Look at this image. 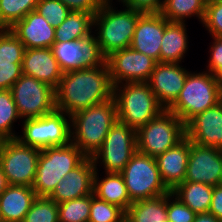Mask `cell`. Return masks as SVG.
Masks as SVG:
<instances>
[{"instance_id": "6da1fadb", "label": "cell", "mask_w": 222, "mask_h": 222, "mask_svg": "<svg viewBox=\"0 0 222 222\" xmlns=\"http://www.w3.org/2000/svg\"><path fill=\"white\" fill-rule=\"evenodd\" d=\"M114 85L106 61L64 72L55 89L56 109L69 116L113 98Z\"/></svg>"}, {"instance_id": "7a4b0ae2", "label": "cell", "mask_w": 222, "mask_h": 222, "mask_svg": "<svg viewBox=\"0 0 222 222\" xmlns=\"http://www.w3.org/2000/svg\"><path fill=\"white\" fill-rule=\"evenodd\" d=\"M112 1L106 0L93 16V28H97L95 32L99 30L93 34L95 50L98 58L103 60L112 52L130 47L136 23L143 14L127 6L116 11Z\"/></svg>"}, {"instance_id": "3957f363", "label": "cell", "mask_w": 222, "mask_h": 222, "mask_svg": "<svg viewBox=\"0 0 222 222\" xmlns=\"http://www.w3.org/2000/svg\"><path fill=\"white\" fill-rule=\"evenodd\" d=\"M117 120L114 98L80 110L71 115V142L87 157H92Z\"/></svg>"}, {"instance_id": "277c9868", "label": "cell", "mask_w": 222, "mask_h": 222, "mask_svg": "<svg viewBox=\"0 0 222 222\" xmlns=\"http://www.w3.org/2000/svg\"><path fill=\"white\" fill-rule=\"evenodd\" d=\"M222 101V88L209 71L188 72L176 101L168 108L186 125L197 114Z\"/></svg>"}, {"instance_id": "5b68a950", "label": "cell", "mask_w": 222, "mask_h": 222, "mask_svg": "<svg viewBox=\"0 0 222 222\" xmlns=\"http://www.w3.org/2000/svg\"><path fill=\"white\" fill-rule=\"evenodd\" d=\"M113 98L118 121L136 131L164 110L147 82L118 84L114 86Z\"/></svg>"}, {"instance_id": "8992f818", "label": "cell", "mask_w": 222, "mask_h": 222, "mask_svg": "<svg viewBox=\"0 0 222 222\" xmlns=\"http://www.w3.org/2000/svg\"><path fill=\"white\" fill-rule=\"evenodd\" d=\"M87 156L72 142L65 146L41 149L32 185L37 197H48L70 171L79 166Z\"/></svg>"}, {"instance_id": "52a82bcc", "label": "cell", "mask_w": 222, "mask_h": 222, "mask_svg": "<svg viewBox=\"0 0 222 222\" xmlns=\"http://www.w3.org/2000/svg\"><path fill=\"white\" fill-rule=\"evenodd\" d=\"M186 137L185 124L164 109L137 131V151L156 158Z\"/></svg>"}, {"instance_id": "ba28073f", "label": "cell", "mask_w": 222, "mask_h": 222, "mask_svg": "<svg viewBox=\"0 0 222 222\" xmlns=\"http://www.w3.org/2000/svg\"><path fill=\"white\" fill-rule=\"evenodd\" d=\"M22 122L23 135H18L17 139L24 145L41 150L71 142V116L64 111L55 109L42 117L24 119Z\"/></svg>"}, {"instance_id": "9c48e42d", "label": "cell", "mask_w": 222, "mask_h": 222, "mask_svg": "<svg viewBox=\"0 0 222 222\" xmlns=\"http://www.w3.org/2000/svg\"><path fill=\"white\" fill-rule=\"evenodd\" d=\"M132 202L167 194L170 190L162 182L156 159L136 152L121 172Z\"/></svg>"}, {"instance_id": "30bf717a", "label": "cell", "mask_w": 222, "mask_h": 222, "mask_svg": "<svg viewBox=\"0 0 222 222\" xmlns=\"http://www.w3.org/2000/svg\"><path fill=\"white\" fill-rule=\"evenodd\" d=\"M136 152L137 131L117 120L92 159L95 167L100 163L106 173H121Z\"/></svg>"}, {"instance_id": "8fae6325", "label": "cell", "mask_w": 222, "mask_h": 222, "mask_svg": "<svg viewBox=\"0 0 222 222\" xmlns=\"http://www.w3.org/2000/svg\"><path fill=\"white\" fill-rule=\"evenodd\" d=\"M40 149L16 139H4L0 149V165L9 185L32 187Z\"/></svg>"}, {"instance_id": "7c38bea8", "label": "cell", "mask_w": 222, "mask_h": 222, "mask_svg": "<svg viewBox=\"0 0 222 222\" xmlns=\"http://www.w3.org/2000/svg\"><path fill=\"white\" fill-rule=\"evenodd\" d=\"M10 90L22 120L42 117L56 109L55 89L34 77L22 74Z\"/></svg>"}, {"instance_id": "4fadbf2b", "label": "cell", "mask_w": 222, "mask_h": 222, "mask_svg": "<svg viewBox=\"0 0 222 222\" xmlns=\"http://www.w3.org/2000/svg\"><path fill=\"white\" fill-rule=\"evenodd\" d=\"M114 86L121 83L147 82L156 61L128 47L112 52L105 59Z\"/></svg>"}, {"instance_id": "5bb4252c", "label": "cell", "mask_w": 222, "mask_h": 222, "mask_svg": "<svg viewBox=\"0 0 222 222\" xmlns=\"http://www.w3.org/2000/svg\"><path fill=\"white\" fill-rule=\"evenodd\" d=\"M184 181L216 186L222 184V150L190 141V154Z\"/></svg>"}, {"instance_id": "9a60e30c", "label": "cell", "mask_w": 222, "mask_h": 222, "mask_svg": "<svg viewBox=\"0 0 222 222\" xmlns=\"http://www.w3.org/2000/svg\"><path fill=\"white\" fill-rule=\"evenodd\" d=\"M180 63L158 62L147 83L159 104L168 109L179 96L188 72Z\"/></svg>"}, {"instance_id": "2e32d148", "label": "cell", "mask_w": 222, "mask_h": 222, "mask_svg": "<svg viewBox=\"0 0 222 222\" xmlns=\"http://www.w3.org/2000/svg\"><path fill=\"white\" fill-rule=\"evenodd\" d=\"M185 130L191 142L222 150V101L193 117Z\"/></svg>"}, {"instance_id": "e0dca14e", "label": "cell", "mask_w": 222, "mask_h": 222, "mask_svg": "<svg viewBox=\"0 0 222 222\" xmlns=\"http://www.w3.org/2000/svg\"><path fill=\"white\" fill-rule=\"evenodd\" d=\"M95 165L87 157L79 166L70 171L48 196L57 204L93 193Z\"/></svg>"}, {"instance_id": "ac0fdd59", "label": "cell", "mask_w": 222, "mask_h": 222, "mask_svg": "<svg viewBox=\"0 0 222 222\" xmlns=\"http://www.w3.org/2000/svg\"><path fill=\"white\" fill-rule=\"evenodd\" d=\"M165 27L166 18L160 13H143L136 23L130 47L160 62Z\"/></svg>"}, {"instance_id": "d6986e66", "label": "cell", "mask_w": 222, "mask_h": 222, "mask_svg": "<svg viewBox=\"0 0 222 222\" xmlns=\"http://www.w3.org/2000/svg\"><path fill=\"white\" fill-rule=\"evenodd\" d=\"M9 29L26 49L51 48L55 42V28L36 10L16 21Z\"/></svg>"}, {"instance_id": "ffe728a7", "label": "cell", "mask_w": 222, "mask_h": 222, "mask_svg": "<svg viewBox=\"0 0 222 222\" xmlns=\"http://www.w3.org/2000/svg\"><path fill=\"white\" fill-rule=\"evenodd\" d=\"M51 49L63 72L86 68L99 60L93 38L54 42Z\"/></svg>"}, {"instance_id": "44dd1931", "label": "cell", "mask_w": 222, "mask_h": 222, "mask_svg": "<svg viewBox=\"0 0 222 222\" xmlns=\"http://www.w3.org/2000/svg\"><path fill=\"white\" fill-rule=\"evenodd\" d=\"M22 73L56 89L64 72L51 48H34L25 49Z\"/></svg>"}, {"instance_id": "7402d4cb", "label": "cell", "mask_w": 222, "mask_h": 222, "mask_svg": "<svg viewBox=\"0 0 222 222\" xmlns=\"http://www.w3.org/2000/svg\"><path fill=\"white\" fill-rule=\"evenodd\" d=\"M189 154L190 140L185 137L175 147L155 158L161 180L170 191L184 181Z\"/></svg>"}, {"instance_id": "603a6c76", "label": "cell", "mask_w": 222, "mask_h": 222, "mask_svg": "<svg viewBox=\"0 0 222 222\" xmlns=\"http://www.w3.org/2000/svg\"><path fill=\"white\" fill-rule=\"evenodd\" d=\"M37 198L30 186L9 185L0 195V215L5 222H23Z\"/></svg>"}, {"instance_id": "cb8c5ba5", "label": "cell", "mask_w": 222, "mask_h": 222, "mask_svg": "<svg viewBox=\"0 0 222 222\" xmlns=\"http://www.w3.org/2000/svg\"><path fill=\"white\" fill-rule=\"evenodd\" d=\"M93 194L98 199L117 205L126 211L133 203L128 195L124 178L121 173H106L99 179L98 168L95 167Z\"/></svg>"}, {"instance_id": "d4e9b609", "label": "cell", "mask_w": 222, "mask_h": 222, "mask_svg": "<svg viewBox=\"0 0 222 222\" xmlns=\"http://www.w3.org/2000/svg\"><path fill=\"white\" fill-rule=\"evenodd\" d=\"M184 22H169L161 41L160 62L180 63L188 51V37Z\"/></svg>"}, {"instance_id": "484cf974", "label": "cell", "mask_w": 222, "mask_h": 222, "mask_svg": "<svg viewBox=\"0 0 222 222\" xmlns=\"http://www.w3.org/2000/svg\"><path fill=\"white\" fill-rule=\"evenodd\" d=\"M125 222H168L167 194L133 202L125 211Z\"/></svg>"}, {"instance_id": "4316f807", "label": "cell", "mask_w": 222, "mask_h": 222, "mask_svg": "<svg viewBox=\"0 0 222 222\" xmlns=\"http://www.w3.org/2000/svg\"><path fill=\"white\" fill-rule=\"evenodd\" d=\"M171 192L196 214L209 212L213 186L200 182L183 181Z\"/></svg>"}, {"instance_id": "83f0119b", "label": "cell", "mask_w": 222, "mask_h": 222, "mask_svg": "<svg viewBox=\"0 0 222 222\" xmlns=\"http://www.w3.org/2000/svg\"><path fill=\"white\" fill-rule=\"evenodd\" d=\"M93 16L81 11H70L66 19L55 29V42L93 38Z\"/></svg>"}, {"instance_id": "f1b7e54d", "label": "cell", "mask_w": 222, "mask_h": 222, "mask_svg": "<svg viewBox=\"0 0 222 222\" xmlns=\"http://www.w3.org/2000/svg\"><path fill=\"white\" fill-rule=\"evenodd\" d=\"M207 0H165L160 14L169 22H184L187 18L198 17L202 23ZM186 18V19H185Z\"/></svg>"}, {"instance_id": "f546056e", "label": "cell", "mask_w": 222, "mask_h": 222, "mask_svg": "<svg viewBox=\"0 0 222 222\" xmlns=\"http://www.w3.org/2000/svg\"><path fill=\"white\" fill-rule=\"evenodd\" d=\"M39 0H0V28H10L16 21L35 11Z\"/></svg>"}, {"instance_id": "4dcf8cb0", "label": "cell", "mask_w": 222, "mask_h": 222, "mask_svg": "<svg viewBox=\"0 0 222 222\" xmlns=\"http://www.w3.org/2000/svg\"><path fill=\"white\" fill-rule=\"evenodd\" d=\"M17 119H21L11 90H0V136L4 139H16V132L12 127ZM13 129V130H12ZM16 134V135H15Z\"/></svg>"}, {"instance_id": "1f68e13d", "label": "cell", "mask_w": 222, "mask_h": 222, "mask_svg": "<svg viewBox=\"0 0 222 222\" xmlns=\"http://www.w3.org/2000/svg\"><path fill=\"white\" fill-rule=\"evenodd\" d=\"M91 194L58 204L59 222H88Z\"/></svg>"}, {"instance_id": "d6a6232c", "label": "cell", "mask_w": 222, "mask_h": 222, "mask_svg": "<svg viewBox=\"0 0 222 222\" xmlns=\"http://www.w3.org/2000/svg\"><path fill=\"white\" fill-rule=\"evenodd\" d=\"M88 222H125V211L117 205L98 199L92 193Z\"/></svg>"}, {"instance_id": "836d02e7", "label": "cell", "mask_w": 222, "mask_h": 222, "mask_svg": "<svg viewBox=\"0 0 222 222\" xmlns=\"http://www.w3.org/2000/svg\"><path fill=\"white\" fill-rule=\"evenodd\" d=\"M25 49L9 28H0V61L22 63Z\"/></svg>"}, {"instance_id": "e575fe53", "label": "cell", "mask_w": 222, "mask_h": 222, "mask_svg": "<svg viewBox=\"0 0 222 222\" xmlns=\"http://www.w3.org/2000/svg\"><path fill=\"white\" fill-rule=\"evenodd\" d=\"M23 222H59L58 204L48 197H37Z\"/></svg>"}, {"instance_id": "d590c367", "label": "cell", "mask_w": 222, "mask_h": 222, "mask_svg": "<svg viewBox=\"0 0 222 222\" xmlns=\"http://www.w3.org/2000/svg\"><path fill=\"white\" fill-rule=\"evenodd\" d=\"M36 11L55 29L66 19L70 12L59 0H39Z\"/></svg>"}, {"instance_id": "8d00e7d4", "label": "cell", "mask_w": 222, "mask_h": 222, "mask_svg": "<svg viewBox=\"0 0 222 222\" xmlns=\"http://www.w3.org/2000/svg\"><path fill=\"white\" fill-rule=\"evenodd\" d=\"M202 25L211 36L222 38V0H207Z\"/></svg>"}, {"instance_id": "74e56055", "label": "cell", "mask_w": 222, "mask_h": 222, "mask_svg": "<svg viewBox=\"0 0 222 222\" xmlns=\"http://www.w3.org/2000/svg\"><path fill=\"white\" fill-rule=\"evenodd\" d=\"M195 217L196 213L179 200L178 197H176L171 191L167 193L168 222H193Z\"/></svg>"}, {"instance_id": "f35d334b", "label": "cell", "mask_w": 222, "mask_h": 222, "mask_svg": "<svg viewBox=\"0 0 222 222\" xmlns=\"http://www.w3.org/2000/svg\"><path fill=\"white\" fill-rule=\"evenodd\" d=\"M22 74V63L0 61V90H10Z\"/></svg>"}, {"instance_id": "ab89813d", "label": "cell", "mask_w": 222, "mask_h": 222, "mask_svg": "<svg viewBox=\"0 0 222 222\" xmlns=\"http://www.w3.org/2000/svg\"><path fill=\"white\" fill-rule=\"evenodd\" d=\"M70 11H81L94 16L106 2V0H59Z\"/></svg>"}, {"instance_id": "60d3db41", "label": "cell", "mask_w": 222, "mask_h": 222, "mask_svg": "<svg viewBox=\"0 0 222 222\" xmlns=\"http://www.w3.org/2000/svg\"><path fill=\"white\" fill-rule=\"evenodd\" d=\"M124 6L143 13H160L165 0H118Z\"/></svg>"}, {"instance_id": "b9f144b4", "label": "cell", "mask_w": 222, "mask_h": 222, "mask_svg": "<svg viewBox=\"0 0 222 222\" xmlns=\"http://www.w3.org/2000/svg\"><path fill=\"white\" fill-rule=\"evenodd\" d=\"M214 39L212 45H210V57L207 67V71L214 74L222 66V38L212 36Z\"/></svg>"}, {"instance_id": "7bdbcfd3", "label": "cell", "mask_w": 222, "mask_h": 222, "mask_svg": "<svg viewBox=\"0 0 222 222\" xmlns=\"http://www.w3.org/2000/svg\"><path fill=\"white\" fill-rule=\"evenodd\" d=\"M209 212L222 220V184L213 187V194Z\"/></svg>"}, {"instance_id": "ee69618b", "label": "cell", "mask_w": 222, "mask_h": 222, "mask_svg": "<svg viewBox=\"0 0 222 222\" xmlns=\"http://www.w3.org/2000/svg\"><path fill=\"white\" fill-rule=\"evenodd\" d=\"M193 222H221L210 212L196 214V217Z\"/></svg>"}, {"instance_id": "f6af8a7d", "label": "cell", "mask_w": 222, "mask_h": 222, "mask_svg": "<svg viewBox=\"0 0 222 222\" xmlns=\"http://www.w3.org/2000/svg\"><path fill=\"white\" fill-rule=\"evenodd\" d=\"M9 183L0 165V195L8 188Z\"/></svg>"}, {"instance_id": "bcb514c9", "label": "cell", "mask_w": 222, "mask_h": 222, "mask_svg": "<svg viewBox=\"0 0 222 222\" xmlns=\"http://www.w3.org/2000/svg\"><path fill=\"white\" fill-rule=\"evenodd\" d=\"M214 77L222 88V66L214 73Z\"/></svg>"}, {"instance_id": "7dc6e473", "label": "cell", "mask_w": 222, "mask_h": 222, "mask_svg": "<svg viewBox=\"0 0 222 222\" xmlns=\"http://www.w3.org/2000/svg\"><path fill=\"white\" fill-rule=\"evenodd\" d=\"M3 141H4V138L0 136V149H1Z\"/></svg>"}]
</instances>
